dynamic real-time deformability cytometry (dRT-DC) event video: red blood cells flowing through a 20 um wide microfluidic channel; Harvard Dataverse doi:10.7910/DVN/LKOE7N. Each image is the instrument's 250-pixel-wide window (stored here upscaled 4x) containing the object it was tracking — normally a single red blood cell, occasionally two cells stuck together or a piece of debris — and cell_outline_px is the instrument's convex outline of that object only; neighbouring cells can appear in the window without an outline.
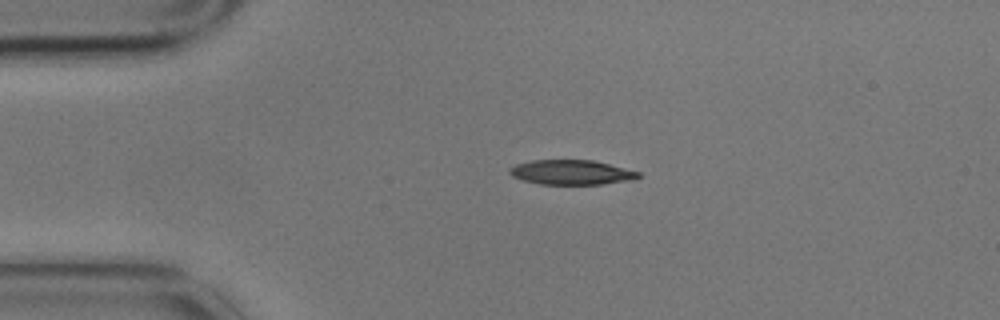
{"species": "common noctule bat (a hibernating species)", "species_latin": "Nyctalus noctula", "temperature_condition": "cold", "stored_images_in_passage": 2, "camera_frame_rate_fps": 3000, "um_per_image_px": 0.085, "animal": {"sex": "male", "body_mass_g": 17.9}, "frame": {"image": 1, "passage_image": 1, "time_ms": 0.0, "image_size_px": [1000, 320], "cell_outline_px": [[640, 176], [632, 180], [600, 184], [540, 184], [524, 180], [512, 176], [508, 172], [508, 168], [516, 164], [532, 160], [592, 160], [640, 172]], "centroid_in_image_um": [48.53, 14.64], "position_along_channel_um": 36.5, "area_um2": 18.38}}